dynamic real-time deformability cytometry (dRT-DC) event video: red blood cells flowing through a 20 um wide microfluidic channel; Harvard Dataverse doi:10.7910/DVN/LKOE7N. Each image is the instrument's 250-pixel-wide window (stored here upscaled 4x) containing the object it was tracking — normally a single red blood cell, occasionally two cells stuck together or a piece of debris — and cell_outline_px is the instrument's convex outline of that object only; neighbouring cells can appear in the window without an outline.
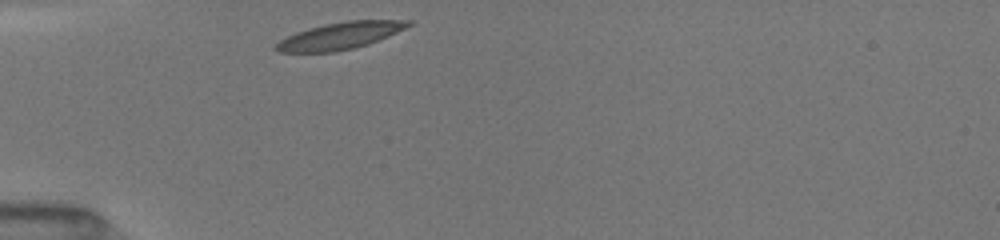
{"species": "common noctule bat (a hibernating species)", "species_latin": "Nyctalus noctula", "temperature_condition": "room temperature", "stored_images_in_passage": 29, "camera_frame_rate_fps": 3000, "um_per_image_px": 0.085, "animal": {"sex": "female", "body_mass_g": 19.5, "forearm_length_mm": 54.1}, "frame": {"image": 1, "passage_image": 1, "time_ms": 0.0, "image_size_px": [1000, 240], "cell_outline_px": [[412, 24], [388, 36], [368, 44], [352, 48], [332, 52], [280, 52], [272, 48], [272, 44], [296, 32], [308, 28], [324, 24], [348, 20], [412, 20]], "centroid_in_image_um": [28.85, 3.04], "position_along_channel_um": 56.2, "area_um2": 20.69}}
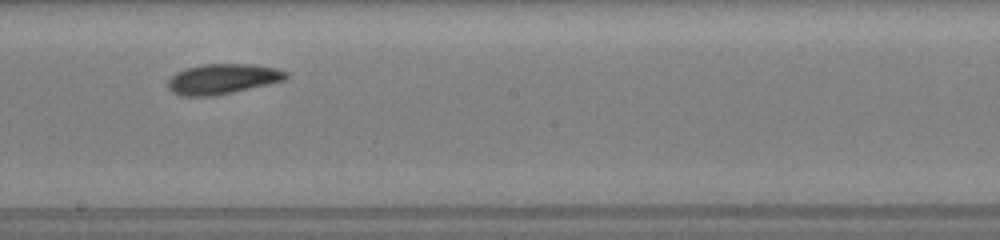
{"frame": {"image": 2, "passage_image": 15, "time_ms": 4.667, "image_size_px": [1000, 240], "cell_outline_px": [[288, 76], [284, 80], [268, 84], [232, 92], [212, 96], [180, 96], [172, 92], [168, 88], [168, 80], [176, 72], [200, 64], [252, 64], [276, 68], [288, 72]], "centroid_in_image_um": [18.9, 6.71], "position_along_channel_um": 229.3, "area_um2": 20.69}}
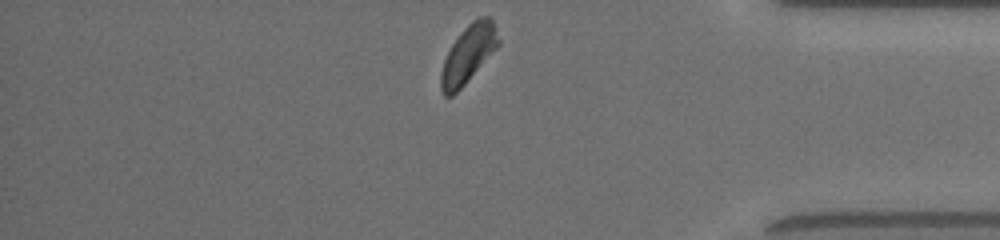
{"frame": {"image": 3, "passage_image": 29, "time_ms": 9.333, "image_size_px": [1000, 240], "cell_outline_px": [[500, 44], [464, 84], [452, 96], [444, 96], [440, 88], [440, 72], [444, 60], [452, 44], [460, 32], [472, 20], [480, 16], [492, 16], [500, 40]], "centroid_in_image_um": [39.81, 4.56], "position_along_channel_um": 395.4, "area_um2": 19.25}, "authors_computed_cell_mechanics": {"area_um2": 20.4034, "velocity_mm_per_s": 3.994, "shape_relaxation_time_tau1_ms": 2.9998, "shape_relaxation_time_tau2_ms": 2.7197, "deformation_change_tau1": 0.1228, "deformation_change_tau2": 0.0778}}